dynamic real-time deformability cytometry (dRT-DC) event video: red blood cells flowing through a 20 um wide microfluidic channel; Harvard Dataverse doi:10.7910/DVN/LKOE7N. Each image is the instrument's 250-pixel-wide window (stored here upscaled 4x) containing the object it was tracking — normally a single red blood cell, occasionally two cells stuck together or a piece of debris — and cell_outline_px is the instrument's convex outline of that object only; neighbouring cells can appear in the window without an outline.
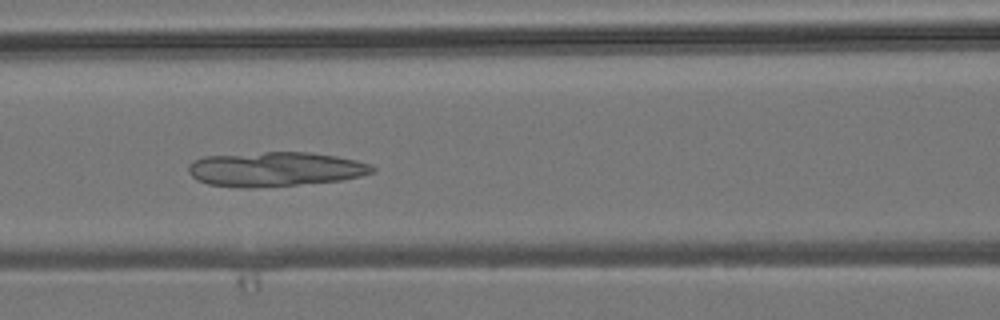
{"species": "common noctule bat (a hibernating species)", "species_latin": "Nyctalus noctula", "temperature_condition": "room temperature", "stored_images_in_passage": 9, "camera_frame_rate_fps": 3000, "um_per_image_px": 0.085, "animal": {"sex": "male", "body_mass_g": 19.2, "forearm_length_mm": 51.8}, "frame": {"image": 1, "passage_image": 7, "time_ms": 6.667, "image_size_px": [1000, 320], "cell_outline_px": [[376, 168], [372, 172], [360, 176], [344, 180], [252, 188], [240, 188], [208, 184], [196, 180], [188, 172], [188, 164], [192, 160], [204, 156], [264, 152], [308, 152], [336, 156], [356, 160], [372, 164]], "centroid_in_image_um": [23.36, 14.38], "position_along_channel_um": 143.2, "area_um2": 37.17}}
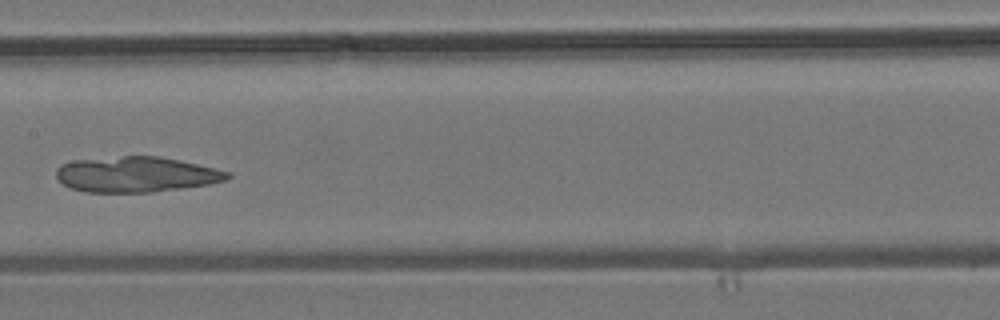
{"frame": {"image": 2, "passage_image": 8, "time_ms": 8.0, "image_size_px": [1000, 320], "cell_outline_px": [[232, 176], [228, 180], [208, 184], [152, 192], [84, 192], [72, 188], [64, 184], [56, 176], [56, 168], [60, 164], [72, 160], [124, 156], [160, 156], [216, 168], [232, 172]], "centroid_in_image_um": [11.59, 14.82], "position_along_channel_um": 195.8, "area_um2": 35.49}}
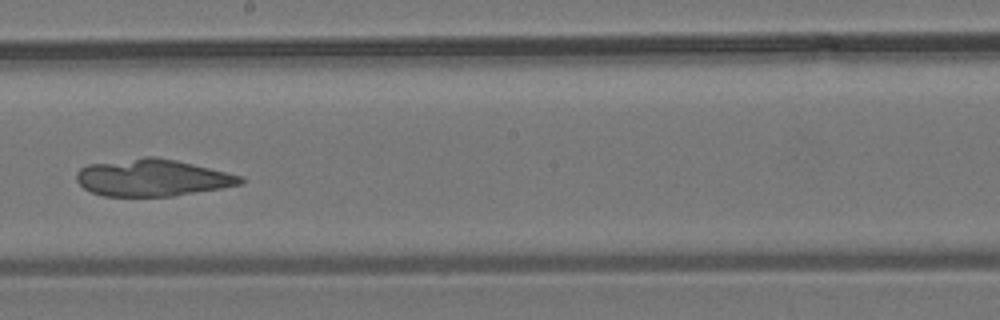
{"frame": {"image": 3, "passage_image": 9, "time_ms": 9.0, "image_size_px": [1000, 320], "cell_outline_px": [[244, 180], [240, 184], [220, 188], [172, 196], [104, 196], [92, 192], [84, 188], [76, 180], [76, 172], [80, 168], [88, 164], [144, 156], [156, 156], [176, 160], [244, 176]], "centroid_in_image_um": [12.92, 15.09], "position_along_channel_um": 235.3, "area_um2": 35.32}}